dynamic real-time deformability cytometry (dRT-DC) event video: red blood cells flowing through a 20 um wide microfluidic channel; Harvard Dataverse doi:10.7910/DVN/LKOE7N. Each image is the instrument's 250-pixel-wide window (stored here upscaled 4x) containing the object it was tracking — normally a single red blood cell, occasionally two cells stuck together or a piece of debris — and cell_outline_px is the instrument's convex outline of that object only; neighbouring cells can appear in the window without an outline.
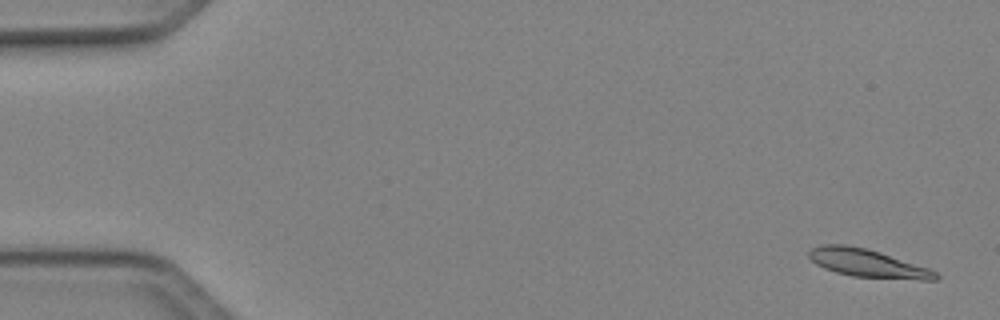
{"species": "Egyptian fruit bat (a non-hibernating species)", "species_latin": "Rousettus aegyptiacus", "temperature_condition": "cold", "stored_images_in_passage": 49, "camera_frame_rate_fps": 3000, "um_per_image_px": 0.085, "animal": {"sex": "female"}, "frame": {"image": 1, "passage_image": 2, "time_ms": 0.333, "image_size_px": [1000, 320], "cell_outline_px": [[940, 276], [936, 280], [920, 280], [852, 276], [836, 272], [824, 268], [816, 264], [808, 256], [808, 252], [812, 248], [820, 244], [844, 244], [864, 248], [880, 252], [928, 268], [936, 272]], "centroid_in_image_um": [73.73, 22.37], "position_along_channel_um": 11.3, "area_um2": 20.58}}
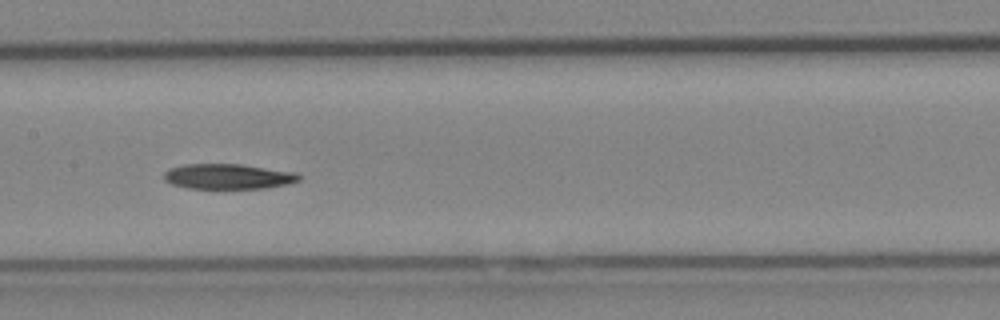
{"frame": {"image": 2, "passage_image": 25, "time_ms": 8.0, "image_size_px": [1000, 320], "cell_outline_px": [[304, 176], [300, 180], [288, 184], [264, 188], [188, 188], [172, 184], [164, 180], [164, 172], [172, 168], [184, 164], [240, 164], [296, 172]], "centroid_in_image_um": [19.43, 15.0], "position_along_channel_um": 188.0, "area_um2": 19.83}}
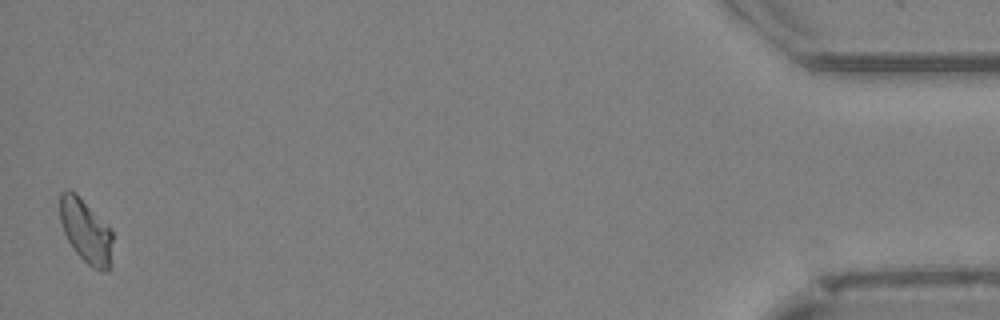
{"frame": {"image": 3, "passage_image": 49, "time_ms": 16.0, "image_size_px": [1000, 320], "cell_outline_px": [[112, 264], [108, 272], [100, 272], [92, 268], [72, 248], [64, 232], [60, 220], [60, 192], [68, 188], [76, 192], [112, 228]], "centroid_in_image_um": [7.33, 19.64], "position_along_channel_um": 427.9, "area_um2": 20.17}}